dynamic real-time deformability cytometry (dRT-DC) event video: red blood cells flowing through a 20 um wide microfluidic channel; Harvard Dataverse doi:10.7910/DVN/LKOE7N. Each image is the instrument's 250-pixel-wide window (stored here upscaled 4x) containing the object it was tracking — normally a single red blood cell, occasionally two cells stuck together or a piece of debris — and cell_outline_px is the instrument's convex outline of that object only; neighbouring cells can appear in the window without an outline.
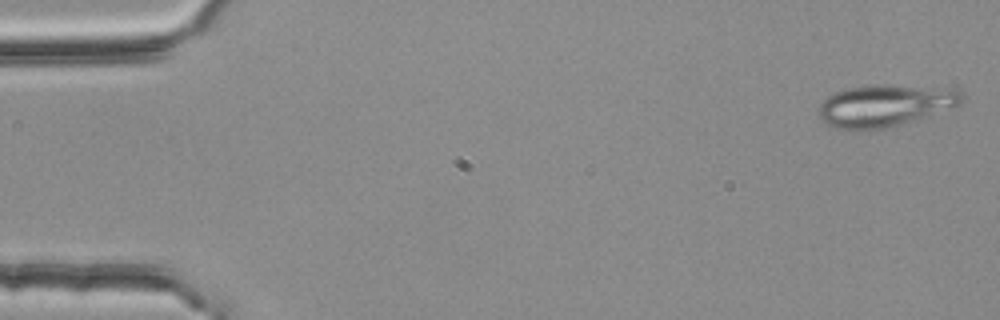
{"species": "common noctule bat (a hibernating species)", "species_latin": "Nyctalus noctula", "temperature_condition": "room temperature", "stored_images_in_passage": 53, "camera_frame_rate_fps": 3000, "um_per_image_px": 0.085, "animal": {"sex": "female", "body_mass_g": 25.1}, "frame": {"image": 1, "passage_image": 1, "time_ms": 0.0, "image_size_px": [1000, 320], "cell_outline_px": [[964, 96], [956, 104], [920, 120], [868, 132], [856, 132], [836, 128], [828, 124], [816, 112], [816, 108], [828, 96], [836, 92], [848, 88], [876, 84], [888, 84], [956, 88]], "centroid_in_image_um": [75.18, 8.99], "position_along_channel_um": 9.8, "area_um2": 35.66}}
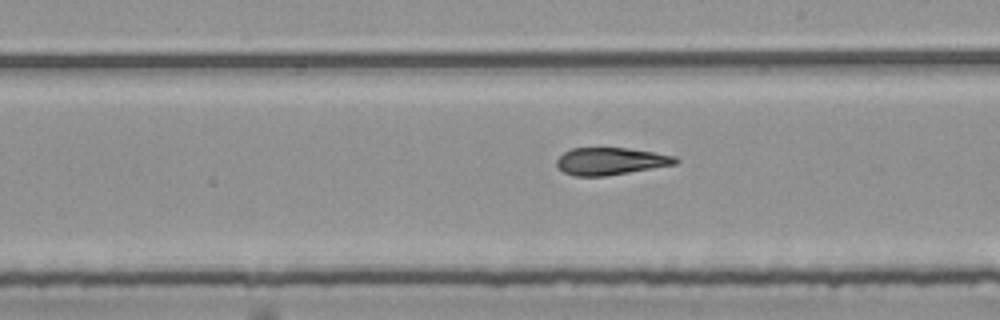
{"frame": {"image": 2, "passage_image": 30, "time_ms": 9.667, "image_size_px": [1000, 320], "cell_outline_px": [[680, 160], [676, 164], [604, 176], [572, 176], [564, 172], [556, 164], [556, 160], [564, 152], [572, 148], [628, 148], [676, 156]], "centroid_in_image_um": [51.89, 13.7], "position_along_channel_um": 237.1, "area_um2": 18.73}}
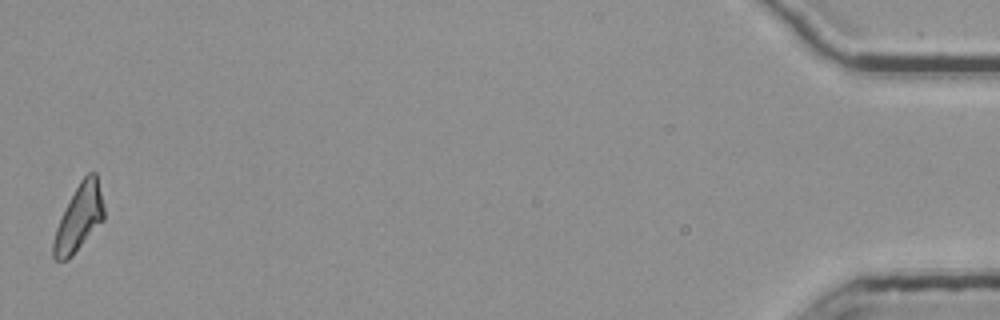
{"frame": {"image": 3, "passage_image": 53, "time_ms": 17.333, "image_size_px": [1000, 320], "cell_outline_px": [[104, 220], [72, 256], [68, 260], [56, 260], [52, 256], [52, 244], [56, 228], [80, 180], [88, 172], [96, 172], [104, 208]], "centroid_in_image_um": [6.72, 18.55], "position_along_channel_um": 428.5, "area_um2": 19.19}, "authors_computed_cell_mechanics": {"area_um2": 19.8832, "velocity_mm_per_s": 3.7791, "shape_relaxation_time_tau1_ms": null, "shape_relaxation_time_tau2_ms": 3.1381, "deformation_change_tau1": null, "deformation_change_tau2": 0.1203}}